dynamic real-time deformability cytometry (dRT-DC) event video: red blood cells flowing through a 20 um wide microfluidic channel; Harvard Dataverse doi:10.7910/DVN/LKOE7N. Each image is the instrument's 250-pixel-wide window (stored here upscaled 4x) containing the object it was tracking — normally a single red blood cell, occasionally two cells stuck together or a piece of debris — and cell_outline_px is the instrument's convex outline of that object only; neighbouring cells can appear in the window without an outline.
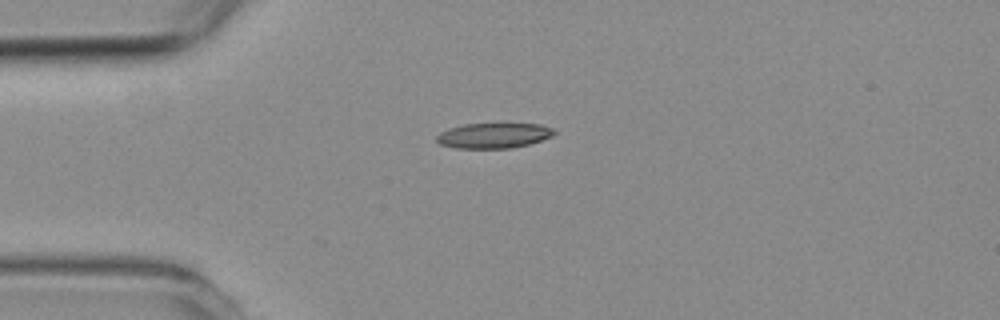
{"species": "common noctule bat (a hibernating species)", "species_latin": "Nyctalus noctula", "temperature_condition": "room temperature", "stored_images_in_passage": 3, "camera_frame_rate_fps": 3000, "um_per_image_px": 0.085, "animal": {"sex": "female", "body_mass_g": 19.3, "forearm_length_mm": 54.1}, "frame": {"image": 1, "passage_image": 1, "time_ms": 0.0, "image_size_px": [1000, 320], "cell_outline_px": [[556, 132], [552, 136], [528, 144], [512, 148], [456, 148], [440, 144], [436, 140], [436, 136], [440, 132], [448, 128], [464, 124], [504, 120], [508, 120], [540, 124], [552, 128]], "centroid_in_image_um": [41.99, 11.45], "position_along_channel_um": 43.0, "area_um2": 18.32}}
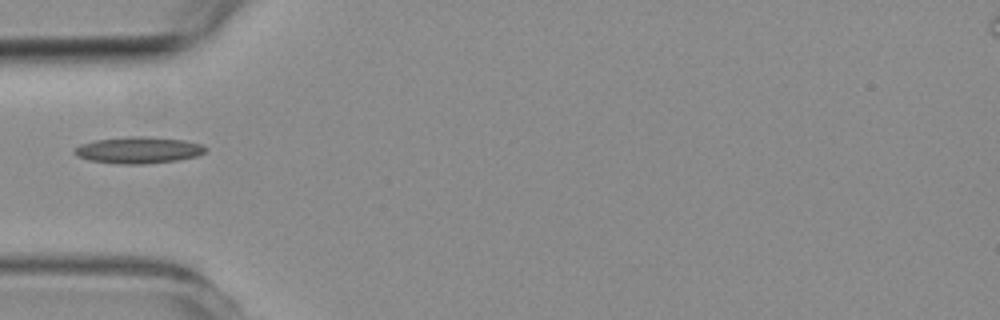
{"frame": {"image": 2, "passage_image": 2, "time_ms": 1.333, "image_size_px": [1000, 320], "cell_outline_px": [[208, 148], [204, 152], [196, 156], [176, 160], [144, 164], [120, 164], [88, 160], [76, 156], [72, 152], [80, 144], [96, 140], [128, 136], [148, 136], [184, 140], [200, 144]], "centroid_in_image_um": [11.74, 12.75], "position_along_channel_um": 73.3, "area_um2": 20.29}}
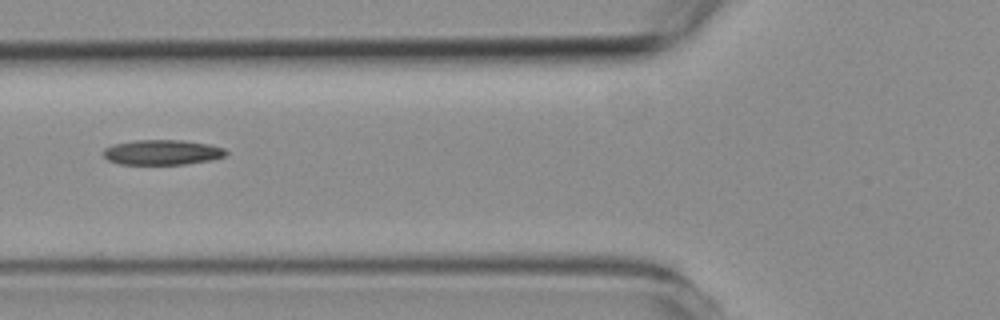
{"frame": {"image": 3, "passage_image": 3, "time_ms": 2.333, "image_size_px": [1000, 320], "cell_outline_px": [[228, 152], [224, 156], [212, 160], [184, 164], [120, 164], [108, 160], [104, 156], [104, 148], [112, 144], [136, 140], [184, 140], [208, 144], [224, 148]], "centroid_in_image_um": [13.79, 12.94], "position_along_channel_um": 112.0, "area_um2": 17.92}}